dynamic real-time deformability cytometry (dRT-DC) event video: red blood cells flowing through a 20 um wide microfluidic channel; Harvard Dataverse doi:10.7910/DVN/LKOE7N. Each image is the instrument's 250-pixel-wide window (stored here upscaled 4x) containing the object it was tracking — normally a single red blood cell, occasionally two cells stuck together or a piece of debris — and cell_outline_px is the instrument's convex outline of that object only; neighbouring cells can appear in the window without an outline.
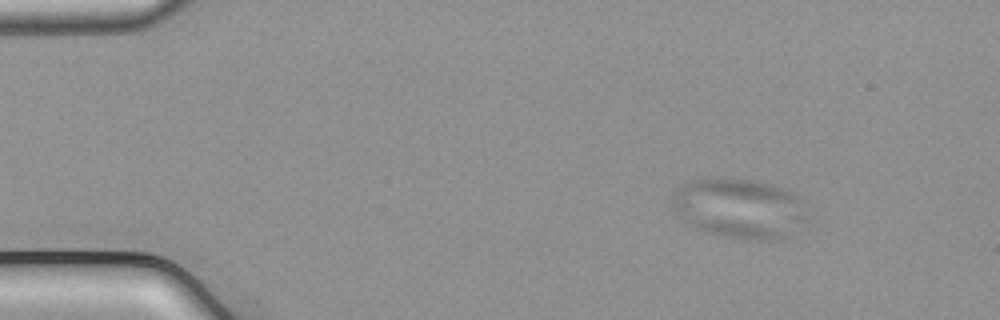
{"species": "common noctule bat (a hibernating species)", "species_latin": "Nyctalus noctula", "temperature_condition": "cold", "stored_images_in_passage": 48, "camera_frame_rate_fps": 3000, "um_per_image_px": 0.085, "animal": {"sex": "male", "body_mass_g": 21.5, "forearm_length_mm": 52.0}, "frame": {"image": 1, "passage_image": 1, "time_ms": 0.0, "image_size_px": [1000, 320], "cell_outline_px": [[808, 224], [788, 236], [780, 240], [748, 240], [724, 236], [708, 232], [684, 220], [676, 212], [668, 200], [684, 184], [692, 180], [724, 176], [752, 180], [772, 184], [788, 188], [792, 192], [808, 216]], "centroid_in_image_um": [62.9, 17.7], "position_along_channel_um": 22.1, "area_um2": 47.63}}
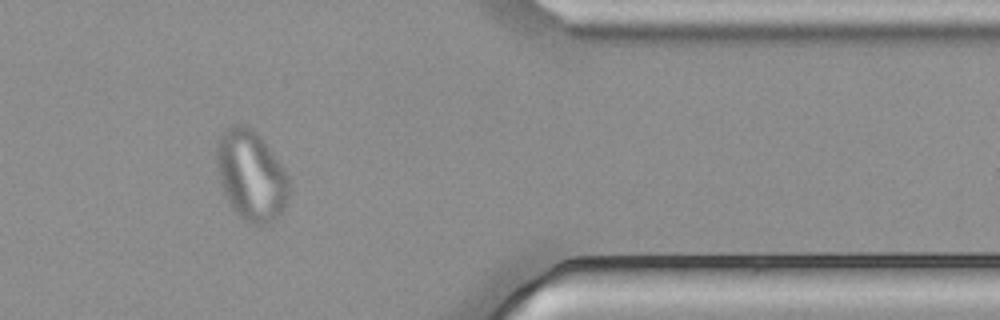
{"frame": {"image": 2, "passage_image": 39, "time_ms": 12.667, "image_size_px": [1000, 320], "cell_outline_px": [[292, 184], [288, 200], [280, 216], [276, 220], [268, 224], [252, 224], [244, 220], [232, 208], [224, 192], [220, 180], [216, 160], [216, 148], [220, 136], [224, 128], [232, 124], [244, 124], [252, 128], [264, 140], [284, 168]], "centroid_in_image_um": [21.38, 14.9], "position_along_channel_um": 390.0, "area_um2": 38.55}}
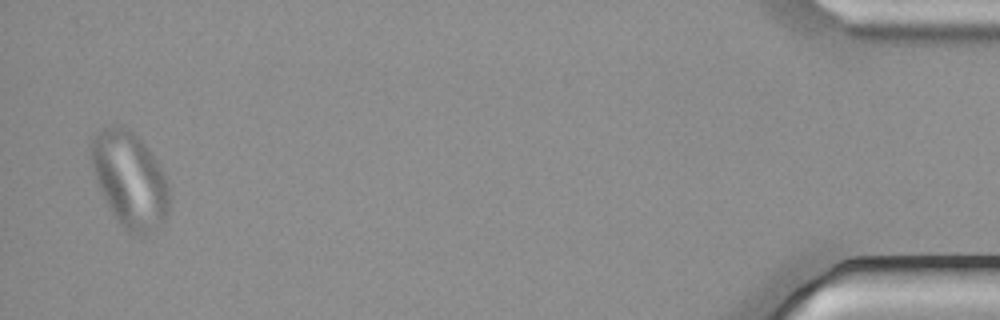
{"frame": {"image": 3, "passage_image": 47, "time_ms": 15.333, "image_size_px": [1000, 320], "cell_outline_px": [[168, 216], [160, 224], [140, 236], [128, 232], [120, 224], [112, 212], [100, 188], [92, 168], [92, 140], [104, 128], [112, 124], [120, 124], [128, 128], [144, 144], [156, 160], [168, 184]], "centroid_in_image_um": [11.04, 15.26], "position_along_channel_um": 424.2, "area_um2": 42.48}}